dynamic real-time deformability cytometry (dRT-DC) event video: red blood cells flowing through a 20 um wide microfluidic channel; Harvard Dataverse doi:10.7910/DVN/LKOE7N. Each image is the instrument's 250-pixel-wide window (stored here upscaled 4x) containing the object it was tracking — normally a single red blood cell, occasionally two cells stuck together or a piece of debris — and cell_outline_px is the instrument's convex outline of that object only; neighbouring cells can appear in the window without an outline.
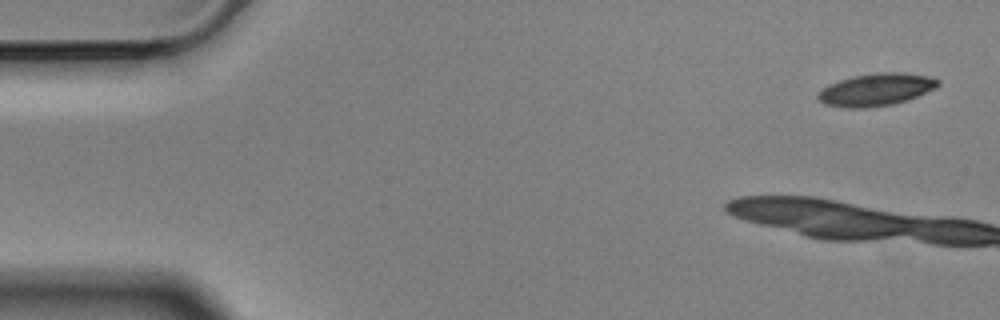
{"species": "Egyptian fruit bat (a non-hibernating species)", "species_latin": "Rousettus aegyptiacus", "temperature_condition": "cold", "stored_images_in_passage": 4, "camera_frame_rate_fps": 3000, "um_per_image_px": 0.085, "animal": {"sex": "male"}, "frame": {"image": 1, "passage_image": 1, "time_ms": 0.0, "image_size_px": [1000, 320], "cell_outline_px": [[940, 84], [936, 88], [908, 100], [892, 104], [868, 108], [848, 108], [824, 104], [816, 96], [824, 88], [840, 80], [856, 76], [880, 72], [900, 72], [928, 76], [940, 80]], "centroid_in_image_um": [74.51, 7.63], "position_along_channel_um": 10.5, "area_um2": 22.43}}